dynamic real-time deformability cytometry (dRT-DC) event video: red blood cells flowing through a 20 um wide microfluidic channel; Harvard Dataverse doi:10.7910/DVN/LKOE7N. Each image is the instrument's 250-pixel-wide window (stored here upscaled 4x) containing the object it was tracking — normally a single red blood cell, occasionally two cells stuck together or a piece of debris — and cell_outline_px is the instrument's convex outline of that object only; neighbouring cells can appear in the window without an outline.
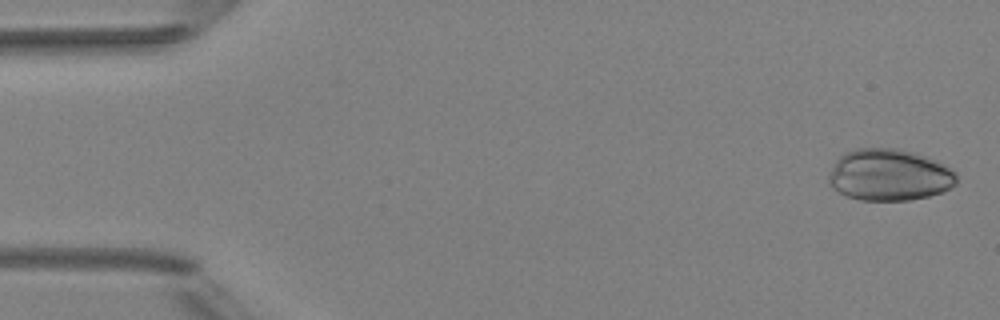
{"species": "Egyptian fruit bat (a non-hibernating species)", "species_latin": "Rousettus aegyptiacus", "temperature_condition": "room temperature", "stored_images_in_passage": 5, "camera_frame_rate_fps": 3000, "um_per_image_px": 0.085, "animal": {"sex": "female"}, "frame": {"image": 1, "passage_image": 1, "time_ms": 0.0, "image_size_px": [1000, 320], "cell_outline_px": [[956, 184], [944, 192], [928, 196], [908, 200], [860, 200], [848, 196], [832, 188], [828, 184], [828, 176], [836, 160], [840, 156], [856, 148], [896, 148], [924, 156], [936, 160], [952, 168], [956, 172]], "centroid_in_image_um": [75.6, 14.88], "position_along_channel_um": 9.4, "area_um2": 38.49}}
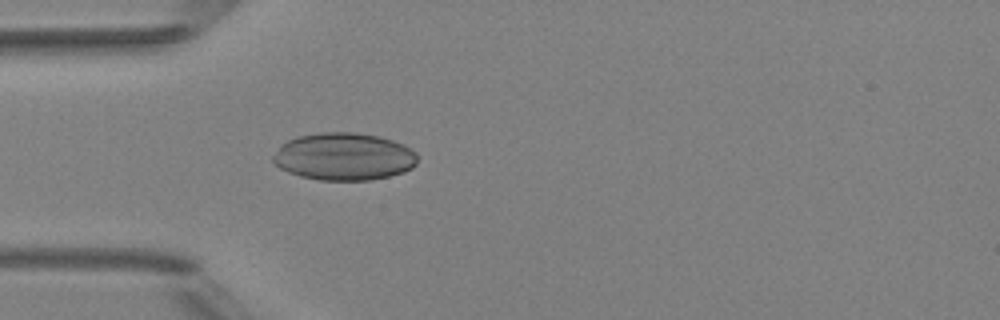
{"frame": {"image": 2, "passage_image": 5, "time_ms": 4.333, "image_size_px": [1000, 320], "cell_outline_px": [[416, 164], [412, 168], [404, 172], [372, 180], [320, 180], [300, 176], [288, 172], [280, 168], [272, 160], [272, 156], [280, 144], [296, 136], [320, 132], [356, 132], [380, 136], [404, 144], [412, 148], [416, 152]], "centroid_in_image_um": [29.23, 13.3], "position_along_channel_um": 55.8, "area_um2": 40.34}}